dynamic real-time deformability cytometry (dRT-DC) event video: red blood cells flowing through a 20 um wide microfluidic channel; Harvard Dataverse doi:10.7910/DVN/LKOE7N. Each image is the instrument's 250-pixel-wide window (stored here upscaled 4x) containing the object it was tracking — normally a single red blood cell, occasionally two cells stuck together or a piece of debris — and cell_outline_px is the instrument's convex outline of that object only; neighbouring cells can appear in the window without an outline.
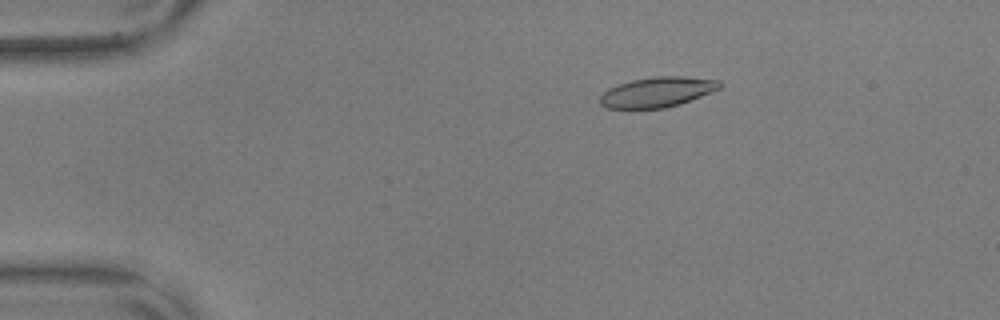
{"species": "common noctule bat (a hibernating species)", "species_latin": "Nyctalus noctula", "temperature_condition": "warm", "stored_images_in_passage": 19, "camera_frame_rate_fps": 3000, "um_per_image_px": 0.085, "animal": {"sex": "male", "body_mass_g": 17.9, "forearm_length_mm": 54.2}, "frame": {"image": 1, "passage_image": 11, "time_ms": 3.333, "image_size_px": [1000, 320], "cell_outline_px": [[724, 84], [720, 88], [680, 104], [664, 108], [604, 108], [600, 104], [600, 96], [608, 88], [632, 80], [656, 76], [684, 76], [720, 80]], "centroid_in_image_um": [55.88, 7.82], "position_along_channel_um": 29.1, "area_um2": 20.92}}